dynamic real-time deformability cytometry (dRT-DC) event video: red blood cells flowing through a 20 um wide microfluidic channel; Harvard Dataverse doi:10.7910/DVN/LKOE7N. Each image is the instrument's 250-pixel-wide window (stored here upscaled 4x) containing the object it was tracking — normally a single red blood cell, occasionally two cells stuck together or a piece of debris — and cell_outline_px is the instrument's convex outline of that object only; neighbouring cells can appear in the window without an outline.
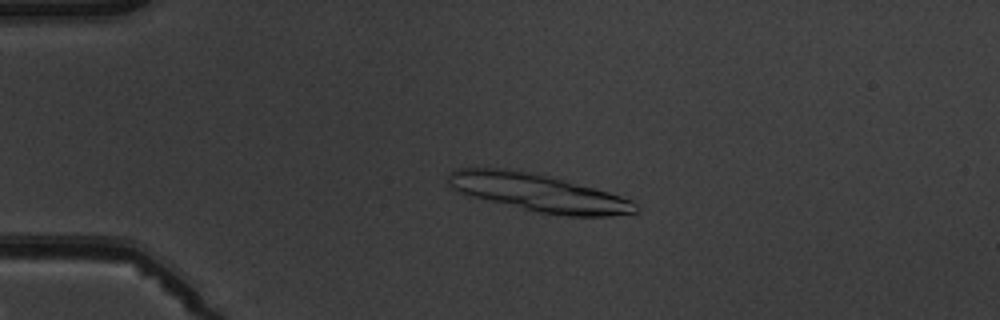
{"species": "common noctule bat (a hibernating species)", "species_latin": "Nyctalus noctula", "temperature_condition": "warm", "stored_images_in_passage": 4, "camera_frame_rate_fps": 3000, "um_per_image_px": 0.085, "animal": {"sex": "male", "body_mass_g": 19.5, "forearm_length_mm": 54.6}, "frame": {"image": 1, "passage_image": 3, "time_ms": 2.0, "image_size_px": [1000, 320], "cell_outline_px": [[640, 208], [636, 212], [608, 216], [568, 216], [540, 212], [460, 192], [452, 188], [448, 184], [448, 172], [456, 168], [504, 168], [528, 172], [548, 176], [564, 180], [608, 192], [632, 200]], "centroid_in_image_um": [45.79, 16.36], "position_along_channel_um": 39.2, "area_um2": 40.0}}